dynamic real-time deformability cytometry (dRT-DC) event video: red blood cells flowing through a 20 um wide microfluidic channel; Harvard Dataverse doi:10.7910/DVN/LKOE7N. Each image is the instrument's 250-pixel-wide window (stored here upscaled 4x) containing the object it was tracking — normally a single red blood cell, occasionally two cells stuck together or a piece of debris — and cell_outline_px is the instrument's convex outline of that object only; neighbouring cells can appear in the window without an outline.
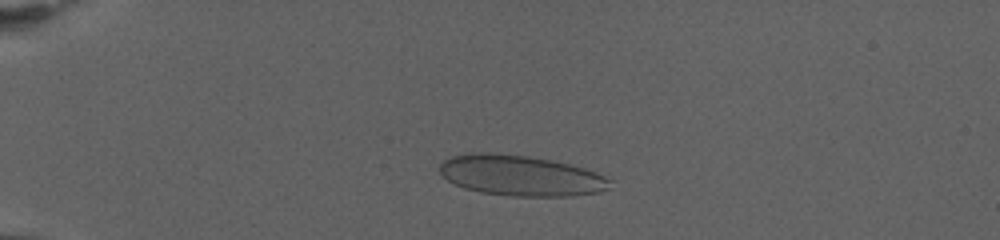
{"species": "human", "species_latin": "Homo sapiens", "temperature_condition": "warm", "stored_images_in_passage": 71, "camera_frame_rate_fps": 3000, "um_per_image_px": 0.085, "donor": {"sex": "female"}, "frame": {"image": 1, "passage_image": 16, "time_ms": 5.0, "image_size_px": [1000, 240], "cell_outline_px": [[612, 180], [608, 188], [600, 192], [572, 196], [512, 196], [480, 192], [464, 188], [448, 180], [440, 172], [440, 164], [444, 160], [452, 156], [468, 152], [484, 152], [528, 156], [568, 164], [584, 168], [596, 172]], "centroid_in_image_um": [44.25, 14.92], "position_along_channel_um": 40.8, "area_um2": 40.11}}
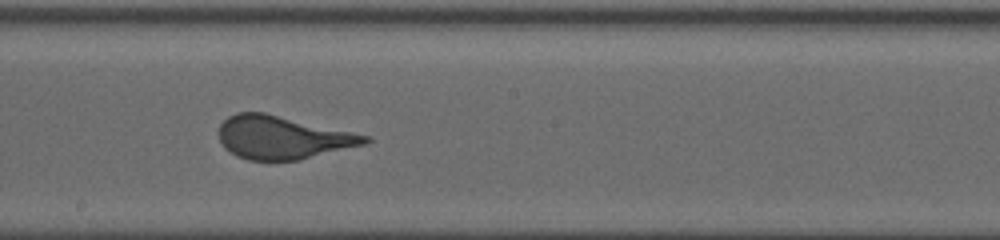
{"frame": {"image": 2, "passage_image": 41, "time_ms": 13.333, "image_size_px": [1000, 240], "cell_outline_px": [[372, 140], [368, 144], [300, 160], [248, 160], [236, 156], [224, 148], [220, 140], [220, 124], [228, 116], [236, 112], [264, 112], [368, 136]], "centroid_in_image_um": [24.01, 11.7], "position_along_channel_um": 224.2, "area_um2": 36.59}}
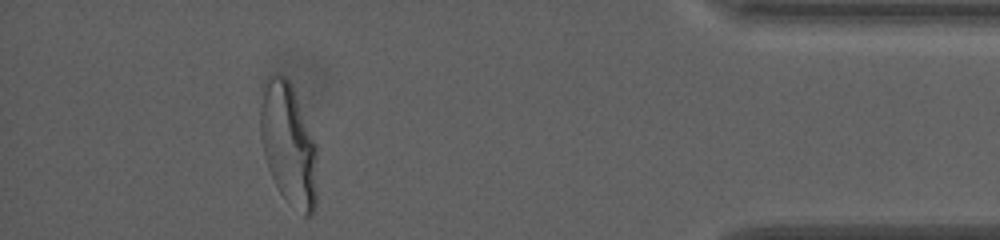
{"frame": {"image": 3, "passage_image": 65, "time_ms": 21.333, "image_size_px": [1000, 240], "cell_outline_px": [[316, 204], [312, 216], [304, 216], [280, 192], [268, 168], [264, 156], [260, 132], [260, 84], [268, 72], [280, 72], [292, 84], [316, 144]], "centroid_in_image_um": [24.48, 12.13], "position_along_channel_um": 410.7, "area_um2": 41.1}, "authors_computed_cell_mechanics": {"area_um2": 39.0728, "velocity_mm_per_s": 2.852, "shape_relaxation_time_tau1_ms": 7.2155, "shape_relaxation_time_tau2_ms": null, "deformation_change_tau1": 0.2319, "deformation_change_tau2": null}}